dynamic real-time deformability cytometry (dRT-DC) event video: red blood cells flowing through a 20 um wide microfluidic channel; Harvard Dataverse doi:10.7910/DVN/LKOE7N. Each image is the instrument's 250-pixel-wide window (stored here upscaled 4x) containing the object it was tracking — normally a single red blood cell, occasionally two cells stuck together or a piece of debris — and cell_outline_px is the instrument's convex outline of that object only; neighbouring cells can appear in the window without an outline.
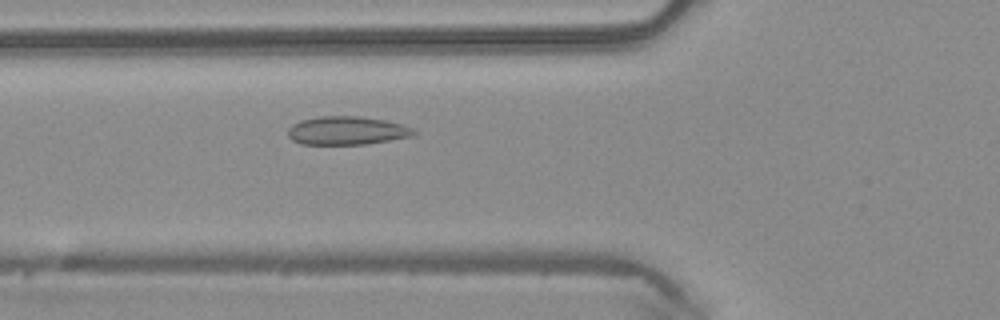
{"species": "common noctule bat (a hibernating species)", "species_latin": "Nyctalus noctula", "temperature_condition": "warm", "stored_images_in_passage": 40, "camera_frame_rate_fps": 3000, "um_per_image_px": 0.085, "animal": {"sex": "male", "body_mass_g": 20.4}, "frame": {"image": 1, "passage_image": 9, "time_ms": 2.667, "image_size_px": [1000, 320], "cell_outline_px": [[416, 132], [412, 136], [368, 144], [300, 144], [292, 140], [288, 136], [288, 128], [292, 124], [300, 120], [320, 116], [360, 116], [384, 120], [404, 124], [412, 128]], "centroid_in_image_um": [29.47, 11.1], "position_along_channel_um": 96.3, "area_um2": 20.92}}
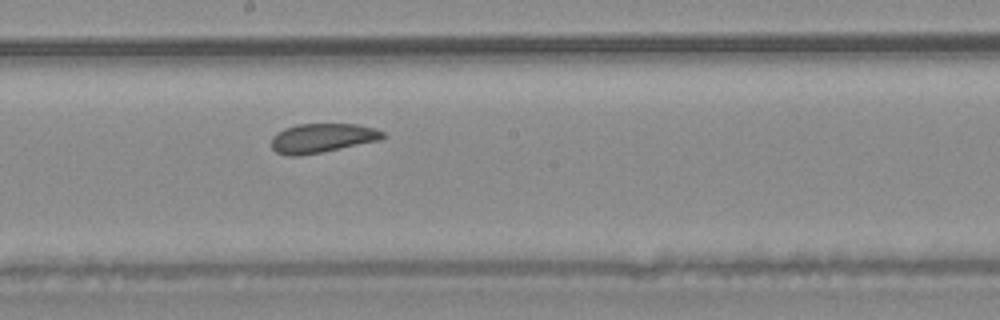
{"frame": {"image": 2, "passage_image": 18, "time_ms": 5.667, "image_size_px": [1000, 320], "cell_outline_px": [[388, 136], [380, 140], [320, 152], [296, 156], [288, 156], [276, 152], [272, 148], [272, 136], [276, 132], [284, 128], [296, 124], [356, 124], [376, 128], [384, 132]], "centroid_in_image_um": [27.39, 11.72], "position_along_channel_um": 220.8, "area_um2": 19.02}}
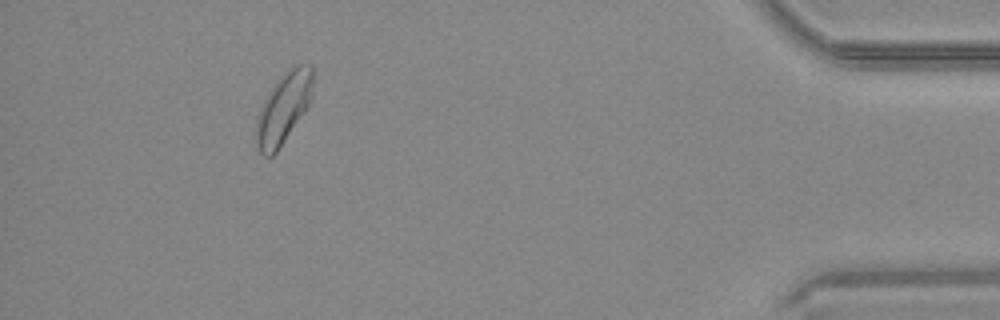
{"frame": {"image": 3, "passage_image": 36, "time_ms": 11.667, "image_size_px": [1000, 320], "cell_outline_px": [[312, 96], [304, 112], [276, 152], [272, 156], [264, 156], [256, 148], [256, 116], [264, 100], [280, 76], [292, 64], [312, 64]], "centroid_in_image_um": [24.08, 9.17], "position_along_channel_um": 411.1, "area_um2": 23.24}, "authors_computed_cell_mechanics": {"area_um2": 20.1722, "velocity_mm_per_s": 4.1404, "shape_relaxation_time_tau1_ms": 6.5918, "shape_relaxation_time_tau2_ms": null, "deformation_change_tau1": 0.0971, "deformation_change_tau2": null}}